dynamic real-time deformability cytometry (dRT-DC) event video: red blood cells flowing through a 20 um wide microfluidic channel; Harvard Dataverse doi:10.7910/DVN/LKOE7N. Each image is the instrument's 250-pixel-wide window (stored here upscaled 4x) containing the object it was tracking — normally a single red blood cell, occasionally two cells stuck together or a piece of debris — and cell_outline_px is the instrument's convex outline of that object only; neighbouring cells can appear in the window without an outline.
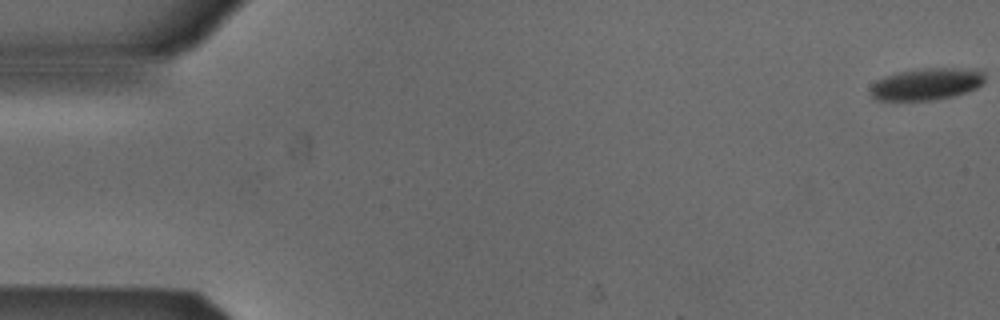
{"species": "Egyptian fruit bat (a non-hibernating species)", "species_latin": "Rousettus aegyptiacus", "temperature_condition": "cold", "stored_images_in_passage": 49, "camera_frame_rate_fps": 3000, "um_per_image_px": 0.085, "animal": {"sex": "male"}, "frame": {"image": 1, "passage_image": 1, "time_ms": 0.0, "image_size_px": [1000, 320], "cell_outline_px": [[984, 80], [976, 88], [952, 96], [932, 100], [876, 100], [868, 92], [872, 84], [876, 80], [884, 76], [900, 72], [920, 68], [952, 68], [984, 72]], "centroid_in_image_um": [78.67, 7.15], "position_along_channel_um": 6.3, "area_um2": 20.98}}
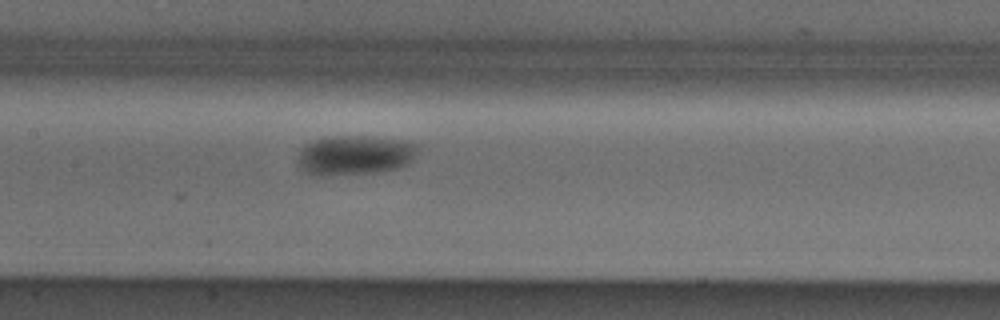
{"frame": {"image": 2, "passage_image": 26, "time_ms": 8.333, "image_size_px": [1000, 320], "cell_outline_px": [[420, 148], [412, 160], [408, 164], [396, 168], [364, 172], [320, 176], [316, 176], [304, 172], [300, 168], [296, 160], [300, 152], [308, 144], [316, 140], [328, 136], [364, 136], [404, 140], [420, 144]], "centroid_in_image_um": [30.17, 13.17], "position_along_channel_um": 177.2, "area_um2": 27.51}}
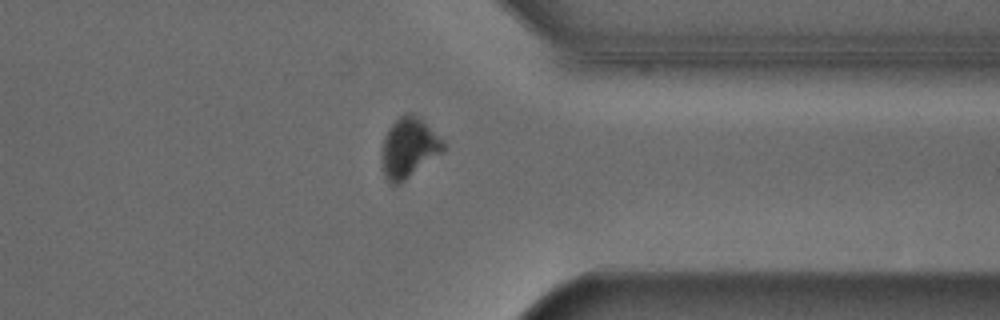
{"frame": {"image": 3, "passage_image": 42, "time_ms": 13.667, "image_size_px": [1000, 320], "cell_outline_px": [[444, 152], [400, 184], [388, 184], [384, 176], [380, 156], [384, 136], [388, 128], [400, 116], [408, 112], [420, 116], [444, 140]], "centroid_in_image_um": [34.75, 12.57], "position_along_channel_um": 376.7, "area_um2": 22.08}, "authors_computed_cell_mechanics": {"area_um2": 23.987, "velocity_mm_per_s": 3.8524, "shape_relaxation_time_tau1_ms": 2.9116, "shape_relaxation_time_tau2_ms": null, "deformation_change_tau1": 0.095, "deformation_change_tau2": null}}